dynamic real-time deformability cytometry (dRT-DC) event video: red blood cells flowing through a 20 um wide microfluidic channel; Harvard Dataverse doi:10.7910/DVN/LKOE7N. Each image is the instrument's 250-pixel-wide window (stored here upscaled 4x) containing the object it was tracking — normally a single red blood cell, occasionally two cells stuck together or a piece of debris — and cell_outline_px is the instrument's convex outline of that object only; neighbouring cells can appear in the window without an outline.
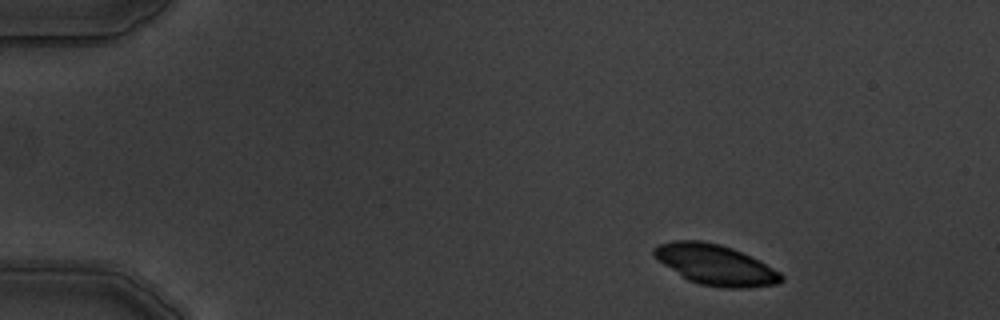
{"species": "common noctule bat (a hibernating species)", "species_latin": "Nyctalus noctula", "temperature_condition": "warm", "stored_images_in_passage": 5, "camera_frame_rate_fps": 3000, "um_per_image_px": 0.085, "animal": {"sex": "male", "body_mass_g": 19.5, "forearm_length_mm": 54.6}, "frame": {"image": 1, "passage_image": 5, "time_ms": 5.333, "image_size_px": [1000, 320], "cell_outline_px": [[784, 280], [780, 284], [748, 288], [724, 288], [700, 284], [688, 280], [664, 264], [652, 252], [652, 248], [660, 244], [676, 240], [700, 240], [720, 244], [732, 248], [780, 272], [784, 276]], "centroid_in_image_um": [60.83, 22.52], "position_along_channel_um": 24.2, "area_um2": 29.59}}